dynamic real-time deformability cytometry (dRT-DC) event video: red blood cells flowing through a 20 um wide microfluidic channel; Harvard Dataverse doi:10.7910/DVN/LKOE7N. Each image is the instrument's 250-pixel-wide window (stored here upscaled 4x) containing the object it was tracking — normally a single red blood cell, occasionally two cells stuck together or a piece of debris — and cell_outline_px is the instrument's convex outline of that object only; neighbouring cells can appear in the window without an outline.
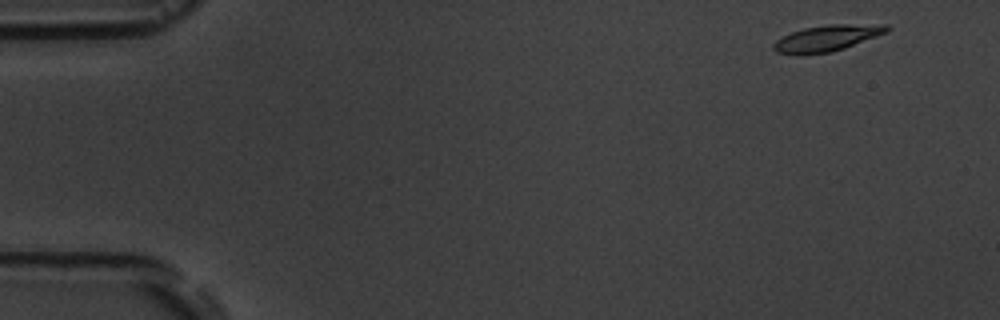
{"species": "common noctule bat (a hibernating species)", "species_latin": "Nyctalus noctula", "temperature_condition": "room temperature", "stored_images_in_passage": 6, "camera_frame_rate_fps": 3000, "um_per_image_px": 0.085, "animal": {"sex": "male", "body_mass_g": 19.5, "forearm_length_mm": 54.6}, "frame": {"image": 1, "passage_image": 1, "time_ms": 0.0, "image_size_px": [1000, 320], "cell_outline_px": [[888, 32], [844, 48], [832, 52], [796, 56], [776, 52], [772, 48], [772, 44], [776, 40], [792, 32], [804, 28], [828, 24], [888, 24]], "centroid_in_image_um": [70.26, 3.26], "position_along_channel_um": 14.7, "area_um2": 17.46}}
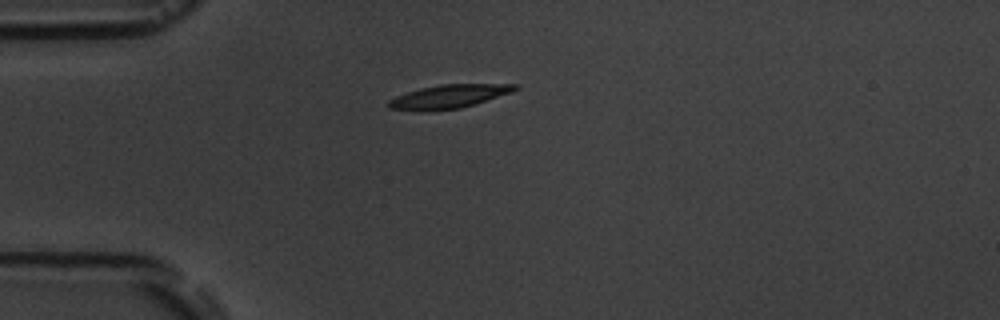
{"frame": {"image": 2, "passage_image": 4, "time_ms": 3.667, "image_size_px": [1000, 320], "cell_outline_px": [[520, 88], [512, 92], [460, 108], [424, 112], [388, 108], [388, 100], [396, 96], [420, 88], [440, 84], [520, 84]], "centroid_in_image_um": [38.13, 8.2], "position_along_channel_um": 46.9, "area_um2": 17.4}}
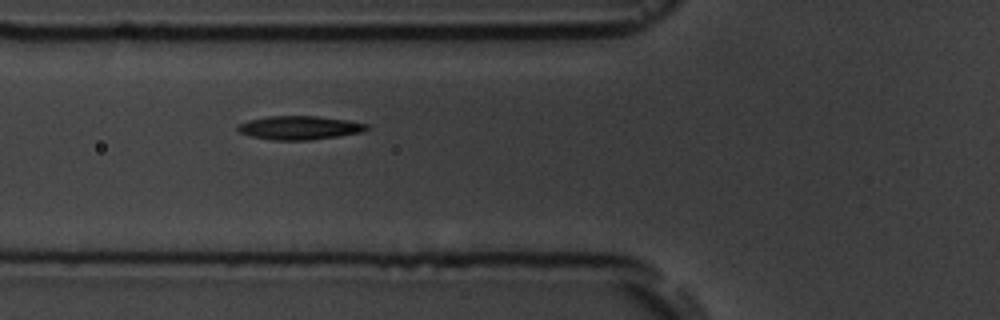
{"frame": {"image": 3, "passage_image": 6, "time_ms": 5.667, "image_size_px": [1000, 320], "cell_outline_px": [[372, 128], [364, 132], [312, 140], [272, 140], [252, 136], [240, 132], [236, 128], [240, 124], [248, 120], [268, 116], [316, 116], [348, 120], [368, 124]], "centroid_in_image_um": [25.52, 10.86], "position_along_channel_um": 100.3, "area_um2": 17.86}}